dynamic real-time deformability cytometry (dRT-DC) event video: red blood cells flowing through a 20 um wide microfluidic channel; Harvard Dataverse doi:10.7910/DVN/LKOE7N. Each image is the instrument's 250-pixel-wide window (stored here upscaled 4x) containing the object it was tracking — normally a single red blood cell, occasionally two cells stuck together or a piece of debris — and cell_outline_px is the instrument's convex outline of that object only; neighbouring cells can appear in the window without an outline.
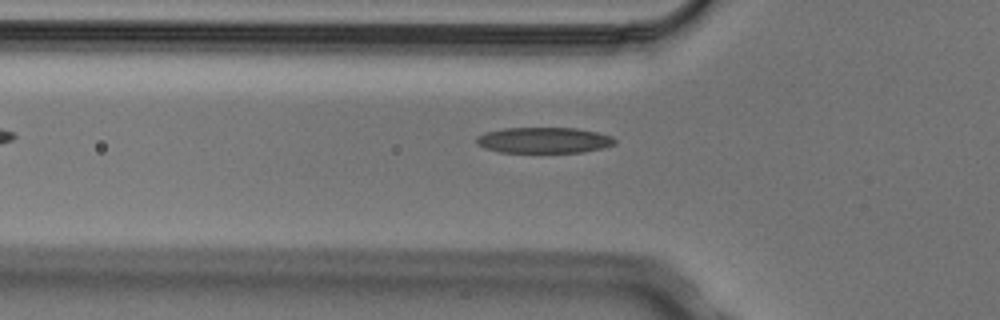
{"species": "Egyptian fruit bat (a non-hibernating species)", "species_latin": "Rousettus aegyptiacus", "temperature_condition": "cold", "stored_images_in_passage": 5, "camera_frame_rate_fps": 3000, "um_per_image_px": 0.085, "animal": {"sex": "male"}, "frame": {"image": 1, "passage_image": 4, "time_ms": 1.0, "image_size_px": [1000, 320], "cell_outline_px": [[616, 144], [604, 148], [580, 152], [500, 152], [484, 148], [476, 144], [476, 136], [484, 132], [504, 128], [576, 128], [596, 132], [612, 136], [616, 140]], "centroid_in_image_um": [46.21, 11.91], "position_along_channel_um": 79.6, "area_um2": 20.92}}
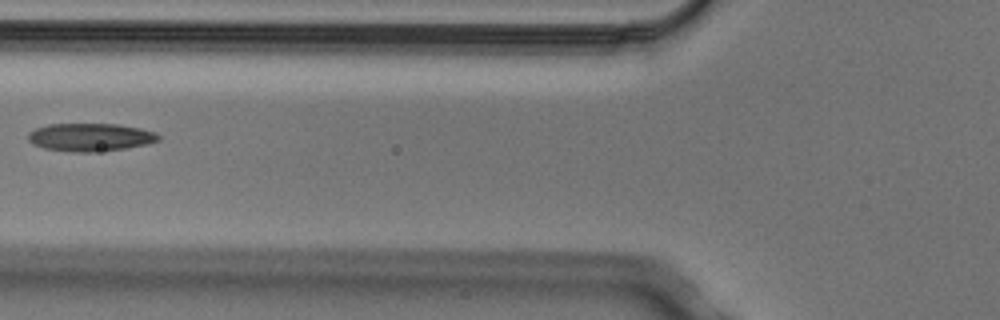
{"frame": {"image": 2, "passage_image": 5, "time_ms": 1.333, "image_size_px": [1000, 320], "cell_outline_px": [[160, 140], [148, 144], [124, 148], [92, 152], [72, 152], [44, 148], [32, 144], [28, 140], [28, 132], [36, 128], [48, 124], [120, 124], [140, 128], [156, 132], [160, 136]], "centroid_in_image_um": [7.68, 11.66], "position_along_channel_um": 118.1, "area_um2": 21.33}}